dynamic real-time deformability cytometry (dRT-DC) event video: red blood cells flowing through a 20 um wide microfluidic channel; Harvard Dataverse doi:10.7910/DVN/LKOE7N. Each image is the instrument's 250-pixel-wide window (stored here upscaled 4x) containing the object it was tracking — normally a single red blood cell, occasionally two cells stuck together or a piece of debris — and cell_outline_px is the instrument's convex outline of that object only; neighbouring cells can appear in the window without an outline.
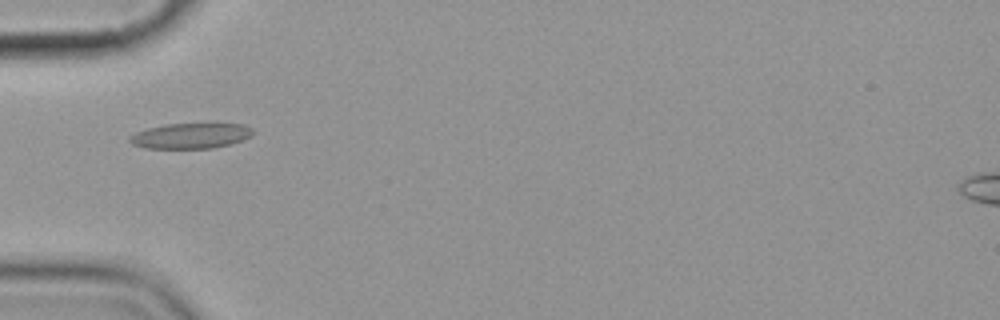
{"species": "common noctule bat (a hibernating species)", "species_latin": "Nyctalus noctula", "temperature_condition": "cold", "stored_images_in_passage": 10, "camera_frame_rate_fps": 3000, "um_per_image_px": 0.085, "animal": {"sex": "female", "body_mass_g": 19.9}, "frame": {"image": 1, "passage_image": 5, "time_ms": 4.667, "image_size_px": [1000, 320], "cell_outline_px": [[256, 132], [252, 136], [228, 144], [212, 148], [144, 148], [132, 144], [128, 140], [128, 136], [136, 132], [148, 128], [164, 124], [208, 120], [212, 120], [244, 124], [252, 128]], "centroid_in_image_um": [16.27, 11.47], "position_along_channel_um": 68.7, "area_um2": 19.42}}
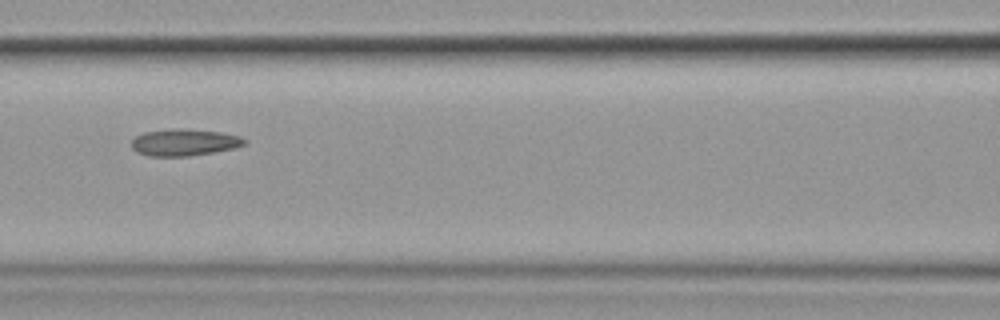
{"frame": {"image": 2, "passage_image": 7, "time_ms": 7.0, "image_size_px": [1000, 320], "cell_outline_px": [[248, 144], [236, 148], [188, 156], [148, 156], [136, 152], [132, 148], [132, 140], [136, 136], [144, 132], [172, 128], [180, 128], [220, 132], [240, 136], [248, 140]], "centroid_in_image_um": [15.69, 12.1], "position_along_channel_um": 150.9, "area_um2": 17.8}}
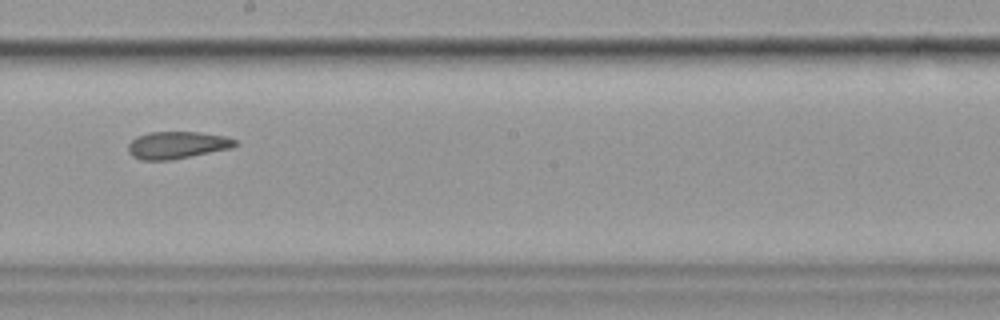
{"frame": {"image": 3, "passage_image": 9, "time_ms": 9.333, "image_size_px": [1000, 320], "cell_outline_px": [[240, 144], [232, 148], [172, 160], [140, 160], [132, 156], [128, 152], [128, 144], [136, 136], [148, 132], [200, 132], [224, 136], [236, 140]], "centroid_in_image_um": [15.05, 12.33], "position_along_channel_um": 233.1, "area_um2": 17.17}}